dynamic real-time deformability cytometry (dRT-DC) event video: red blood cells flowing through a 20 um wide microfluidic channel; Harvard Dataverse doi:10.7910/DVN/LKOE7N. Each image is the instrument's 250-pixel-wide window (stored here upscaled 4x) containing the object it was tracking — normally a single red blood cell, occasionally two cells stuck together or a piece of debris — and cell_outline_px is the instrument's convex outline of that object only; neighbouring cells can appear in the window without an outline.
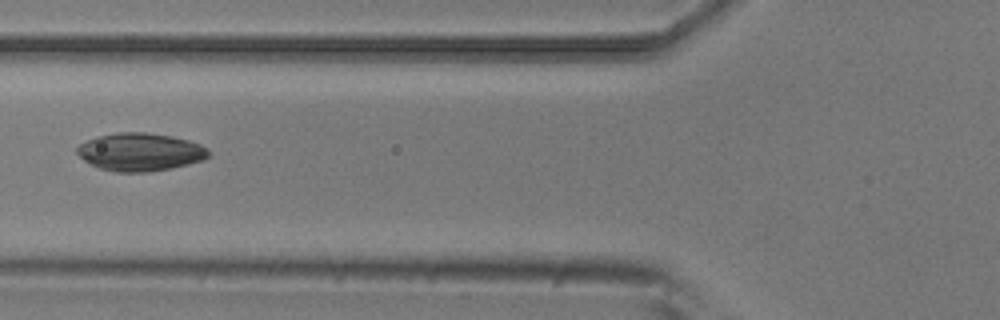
{"species": "common noctule bat (a hibernating species)", "species_latin": "Nyctalus noctula", "temperature_condition": "room temperature", "stored_images_in_passage": 4, "camera_frame_rate_fps": 3000, "um_per_image_px": 0.085, "animal": {"sex": "male", "body_mass_g": 20.5, "forearm_length_mm": 52.5}, "frame": {"image": 1, "passage_image": 4, "time_ms": 1.0, "image_size_px": [1000, 320], "cell_outline_px": [[212, 156], [204, 160], [172, 168], [148, 172], [116, 172], [100, 168], [84, 160], [76, 152], [76, 148], [80, 144], [96, 136], [116, 132], [144, 132], [172, 136], [188, 140], [200, 144], [212, 152]], "centroid_in_image_um": [11.95, 12.91], "position_along_channel_um": 113.8, "area_um2": 29.25}}